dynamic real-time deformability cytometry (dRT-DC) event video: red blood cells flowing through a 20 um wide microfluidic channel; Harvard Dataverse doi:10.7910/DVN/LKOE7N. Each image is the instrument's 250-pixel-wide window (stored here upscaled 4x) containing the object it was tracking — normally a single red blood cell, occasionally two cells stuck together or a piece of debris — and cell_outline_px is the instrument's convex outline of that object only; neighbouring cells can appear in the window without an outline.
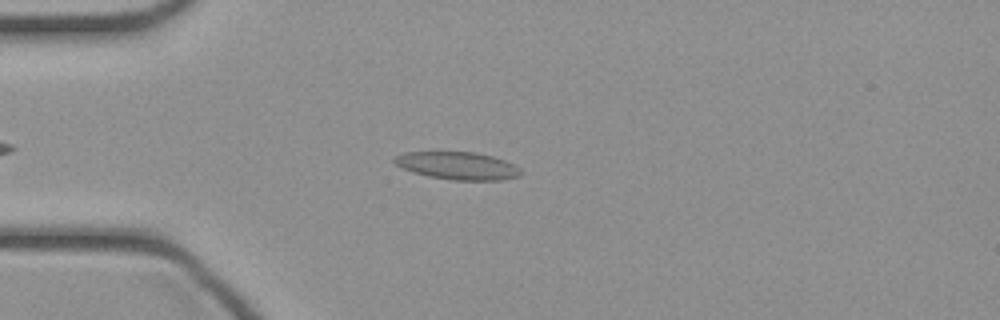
{"species": "common noctule bat (a hibernating species)", "species_latin": "Nyctalus noctula", "temperature_condition": "cold", "stored_images_in_passage": 40, "camera_frame_rate_fps": 3000, "um_per_image_px": 0.085, "animal": {"sex": "female", "body_mass_g": 21.9}, "frame": {"image": 1, "passage_image": 6, "time_ms": 1.667, "image_size_px": [1000, 320], "cell_outline_px": [[524, 172], [520, 176], [500, 180], [452, 180], [428, 176], [412, 172], [396, 164], [392, 160], [396, 156], [404, 152], [476, 152], [492, 156], [504, 160], [520, 168]], "centroid_in_image_um": [38.92, 14.09], "position_along_channel_um": 46.1, "area_um2": 20.35}}
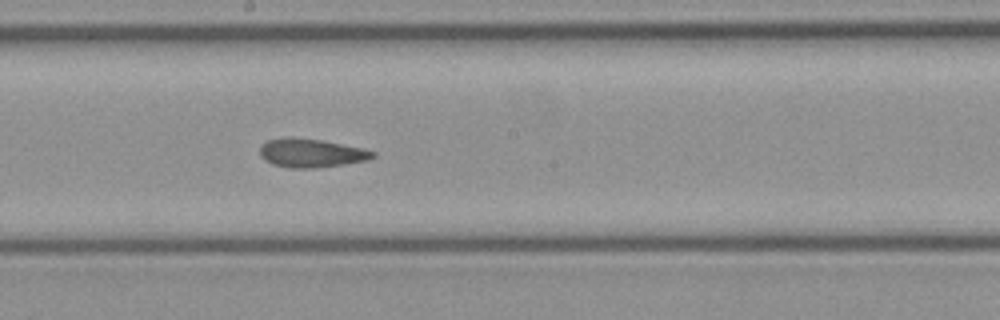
{"frame": {"image": 2, "passage_image": 19, "time_ms": 6.0, "image_size_px": [1000, 320], "cell_outline_px": [[376, 156], [368, 160], [344, 164], [312, 168], [292, 168], [272, 164], [264, 160], [260, 156], [260, 144], [268, 140], [288, 136], [292, 136], [324, 140], [364, 148], [376, 152]], "centroid_in_image_um": [26.45, 12.99], "position_along_channel_um": 221.8, "area_um2": 19.19}}
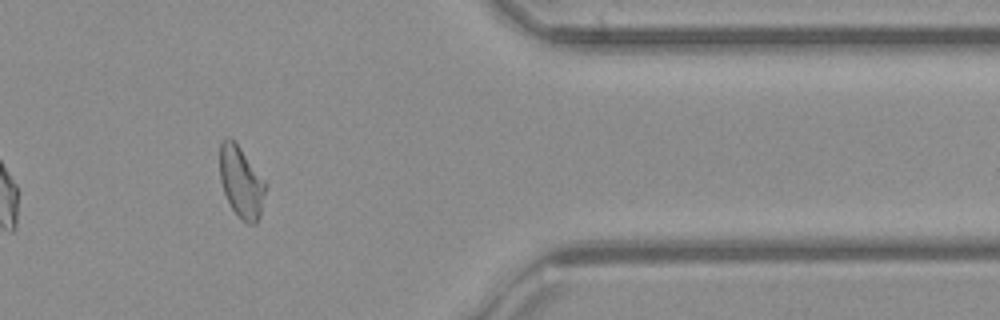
{"frame": {"image": 3, "passage_image": 32, "time_ms": 10.333, "image_size_px": [1000, 320], "cell_outline_px": [[268, 184], [260, 216], [256, 224], [248, 224], [240, 220], [232, 208], [224, 192], [220, 180], [220, 144], [228, 136], [240, 148]], "centroid_in_image_um": [20.53, 15.53], "position_along_channel_um": 390.9, "area_um2": 19.02}}